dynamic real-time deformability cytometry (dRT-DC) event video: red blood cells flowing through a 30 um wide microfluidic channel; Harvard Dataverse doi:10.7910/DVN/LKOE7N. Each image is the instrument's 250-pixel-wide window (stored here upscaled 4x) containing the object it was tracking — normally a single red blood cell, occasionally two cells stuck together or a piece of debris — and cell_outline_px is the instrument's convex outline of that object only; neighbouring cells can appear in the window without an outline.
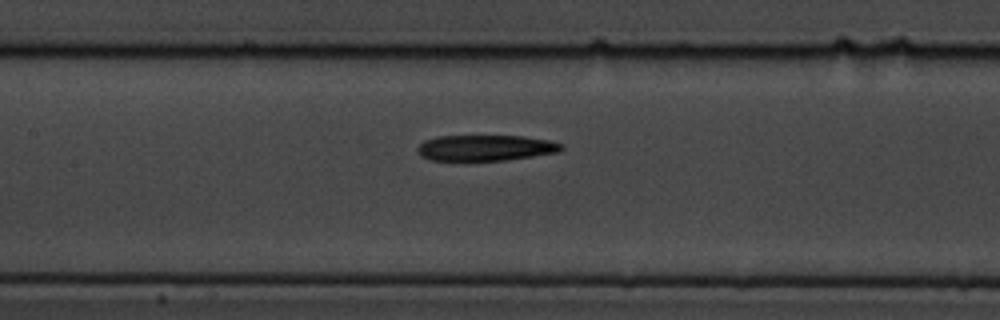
{"species": "common noctule bat (a hibernating species)", "species_latin": "Nyctalus noctula", "temperature_condition": "cold", "stored_images_in_passage": 8, "segment_of_instrument_passage": [2, 2], "camera_frame_rate_fps": 3000, "um_per_image_px": 0.085, "animal": {"sex": "male", "body_mass_g": 19.5, "forearm_length_mm": 54.6}, "frame": {"image": 1, "passage_image": 8, "time_ms": 2.333, "image_size_px": [1000, 320], "cell_outline_px": [[564, 148], [560, 152], [504, 160], [432, 160], [420, 156], [416, 148], [424, 140], [436, 136], [524, 136], [552, 140], [564, 144]], "centroid_in_image_um": [41.3, 12.56], "position_along_channel_um": 166.1, "area_um2": 21.79}}